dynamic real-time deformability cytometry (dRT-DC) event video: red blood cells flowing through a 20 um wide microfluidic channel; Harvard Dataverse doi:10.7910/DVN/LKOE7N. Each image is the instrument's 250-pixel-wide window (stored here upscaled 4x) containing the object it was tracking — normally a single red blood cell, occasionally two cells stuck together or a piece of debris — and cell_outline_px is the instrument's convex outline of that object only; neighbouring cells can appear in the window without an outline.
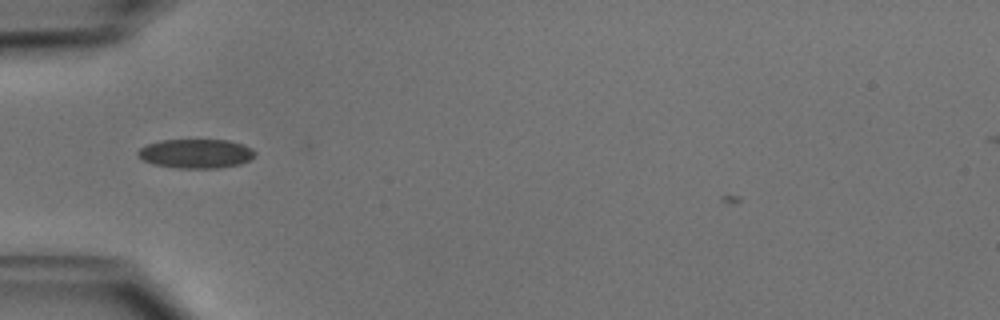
{"species": "common noctule bat (a hibernating species)", "species_latin": "Nyctalus noctula", "temperature_condition": "cold", "stored_images_in_passage": 26, "camera_frame_rate_fps": 3000, "um_per_image_px": 0.085, "animal": {"sex": "male", "body_mass_g": 15.6}, "frame": {"image": 1, "passage_image": 2, "time_ms": 0.333, "image_size_px": [1000, 320], "cell_outline_px": [[256, 156], [240, 164], [216, 168], [176, 168], [152, 164], [144, 160], [136, 152], [140, 148], [148, 144], [160, 140], [228, 140], [252, 148], [256, 152]], "centroid_in_image_um": [16.66, 13.06], "position_along_channel_um": 68.3, "area_um2": 19.83}}
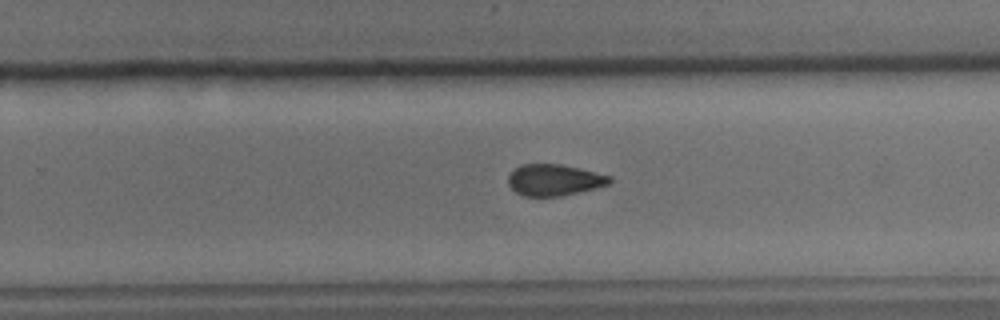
{"frame": {"image": 2, "passage_image": 18, "time_ms": 5.667, "image_size_px": [1000, 320], "cell_outline_px": [[612, 180], [608, 184], [560, 196], [524, 196], [516, 192], [508, 184], [508, 176], [520, 164], [560, 164], [580, 168], [612, 176]], "centroid_in_image_um": [47.09, 15.28], "position_along_channel_um": 282.7, "area_um2": 18.32}}
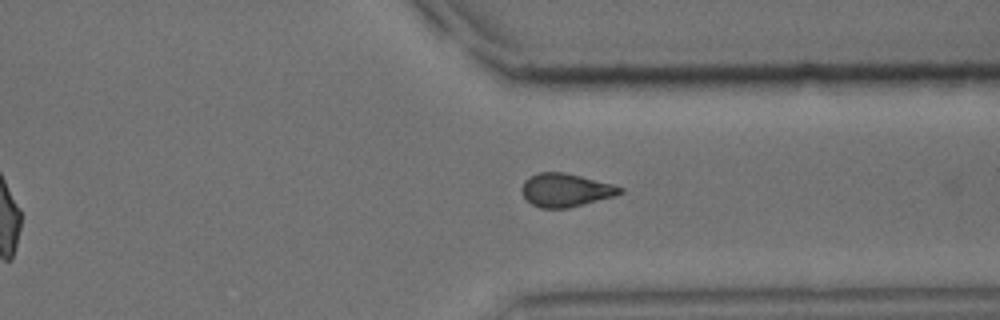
{"frame": {"image": 3, "passage_image": 24, "time_ms": 7.667, "image_size_px": [1000, 320], "cell_outline_px": [[624, 192], [616, 196], [568, 208], [540, 208], [532, 204], [520, 192], [520, 188], [524, 180], [528, 176], [540, 172], [564, 172], [612, 184], [624, 188]], "centroid_in_image_um": [48.06, 16.16], "position_along_channel_um": 363.3, "area_um2": 19.19}}